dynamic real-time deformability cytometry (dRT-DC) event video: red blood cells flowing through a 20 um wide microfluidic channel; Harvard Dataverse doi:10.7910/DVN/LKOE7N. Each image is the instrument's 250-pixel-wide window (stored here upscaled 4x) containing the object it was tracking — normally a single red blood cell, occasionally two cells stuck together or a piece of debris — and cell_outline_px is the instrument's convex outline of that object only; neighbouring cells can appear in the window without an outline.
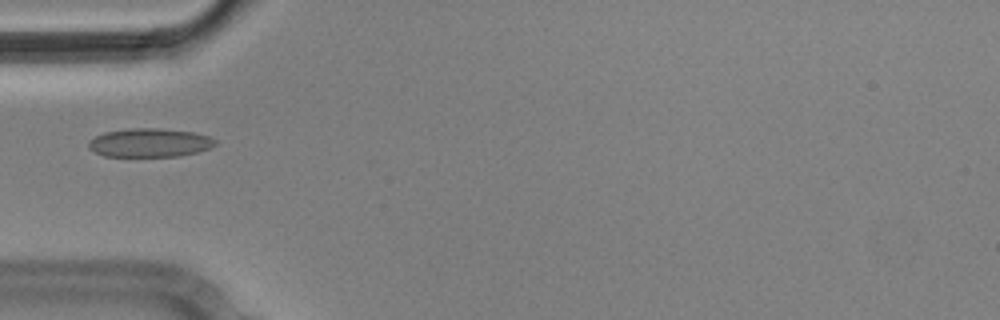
{"species": "Egyptian fruit bat (a non-hibernating species)", "species_latin": "Rousettus aegyptiacus", "temperature_condition": "cold", "stored_images_in_passage": 3, "camera_frame_rate_fps": 3000, "um_per_image_px": 0.085, "animal": {"sex": "male"}, "frame": {"image": 1, "passage_image": 1, "time_ms": 0.0, "image_size_px": [1000, 320], "cell_outline_px": [[216, 144], [208, 148], [196, 152], [180, 156], [104, 156], [88, 148], [88, 140], [104, 132], [128, 128], [156, 128], [192, 132], [208, 136], [216, 140]], "centroid_in_image_um": [12.68, 12.13], "position_along_channel_um": 72.3, "area_um2": 21.04}}